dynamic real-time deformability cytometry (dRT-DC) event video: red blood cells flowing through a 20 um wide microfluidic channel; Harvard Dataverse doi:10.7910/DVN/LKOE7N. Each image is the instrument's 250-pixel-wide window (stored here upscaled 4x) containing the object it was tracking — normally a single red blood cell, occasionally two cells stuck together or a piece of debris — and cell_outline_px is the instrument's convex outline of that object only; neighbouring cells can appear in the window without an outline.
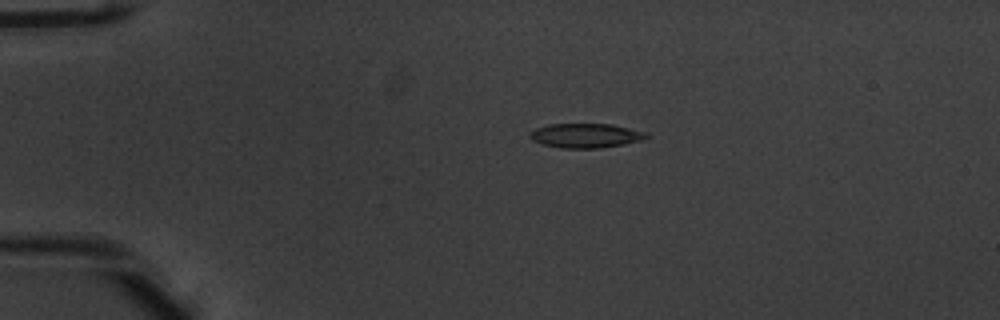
{"species": "common noctule bat (a hibernating species)", "species_latin": "Nyctalus noctula", "temperature_condition": "warm", "stored_images_in_passage": 52, "camera_frame_rate_fps": 3000, "um_per_image_px": 0.085, "animal": {"sex": "male", "body_mass_g": 20.1, "forearm_length_mm": 53.5}, "frame": {"image": 1, "passage_image": 12, "time_ms": 3.667, "image_size_px": [1000, 320], "cell_outline_px": [[648, 136], [640, 140], [624, 144], [600, 148], [560, 148], [544, 144], [532, 140], [528, 136], [528, 132], [536, 128], [548, 124], [612, 124], [644, 132]], "centroid_in_image_um": [49.71, 11.52], "position_along_channel_um": 35.3, "area_um2": 16.42}}
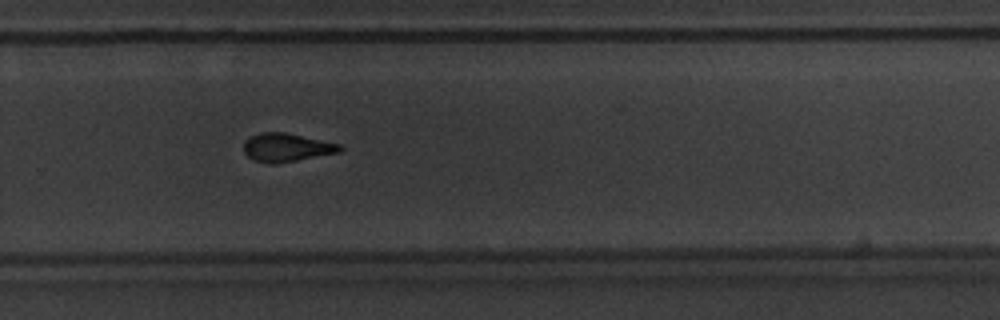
{"frame": {"image": 2, "passage_image": 36, "time_ms": 11.667, "image_size_px": [1000, 320], "cell_outline_px": [[344, 148], [340, 152], [276, 164], [272, 164], [252, 160], [244, 152], [244, 140], [260, 132], [284, 132], [340, 144]], "centroid_in_image_um": [24.34, 12.54], "position_along_channel_um": 305.5, "area_um2": 15.9}}
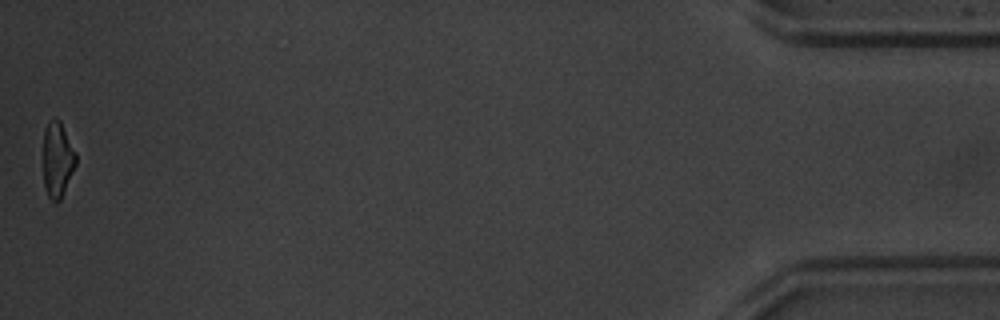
{"frame": {"image": 3, "passage_image": 52, "time_ms": 17.0, "image_size_px": [1000, 320], "cell_outline_px": [[76, 164], [60, 200], [56, 204], [48, 196], [44, 188], [44, 128], [48, 120], [56, 116], [60, 120], [76, 152]], "centroid_in_image_um": [4.88, 13.53], "position_along_channel_um": 430.3, "area_um2": 14.45}, "authors_computed_cell_mechanics": {"area_um2": 16.2129, "velocity_mm_per_s": 3.984, "shape_relaxation_time_tau1_ms": 3.8195, "shape_relaxation_time_tau2_ms": 2.3562, "deformation_change_tau1": 0.176, "deformation_change_tau2": 0.1061}}